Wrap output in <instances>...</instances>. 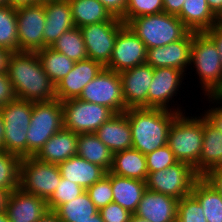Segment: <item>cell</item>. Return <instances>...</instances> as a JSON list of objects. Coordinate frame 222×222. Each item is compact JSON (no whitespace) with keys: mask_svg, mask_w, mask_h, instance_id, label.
Masks as SVG:
<instances>
[{"mask_svg":"<svg viewBox=\"0 0 222 222\" xmlns=\"http://www.w3.org/2000/svg\"><path fill=\"white\" fill-rule=\"evenodd\" d=\"M16 99L17 96L14 87L9 80L7 72H0V108L4 107L7 103Z\"/></svg>","mask_w":222,"mask_h":222,"instance_id":"44","label":"cell"},{"mask_svg":"<svg viewBox=\"0 0 222 222\" xmlns=\"http://www.w3.org/2000/svg\"><path fill=\"white\" fill-rule=\"evenodd\" d=\"M184 75L186 73L183 71L171 67L155 68L153 80L148 90L147 108H160L183 113L180 106L171 108L172 102L170 101L181 88ZM169 103L171 104L169 105Z\"/></svg>","mask_w":222,"mask_h":222,"instance_id":"15","label":"cell"},{"mask_svg":"<svg viewBox=\"0 0 222 222\" xmlns=\"http://www.w3.org/2000/svg\"><path fill=\"white\" fill-rule=\"evenodd\" d=\"M208 101L214 103L216 102V105L219 103L222 105V96H209L207 97ZM215 108L212 106L211 109H208L207 111L204 112V115L202 114L201 116L214 128L220 131L222 134V106L216 107Z\"/></svg>","mask_w":222,"mask_h":222,"instance_id":"43","label":"cell"},{"mask_svg":"<svg viewBox=\"0 0 222 222\" xmlns=\"http://www.w3.org/2000/svg\"><path fill=\"white\" fill-rule=\"evenodd\" d=\"M33 102L16 99L0 108L4 121L3 149L21 158L27 157V131Z\"/></svg>","mask_w":222,"mask_h":222,"instance_id":"7","label":"cell"},{"mask_svg":"<svg viewBox=\"0 0 222 222\" xmlns=\"http://www.w3.org/2000/svg\"><path fill=\"white\" fill-rule=\"evenodd\" d=\"M154 69L148 64L120 72L125 107L147 108V95Z\"/></svg>","mask_w":222,"mask_h":222,"instance_id":"16","label":"cell"},{"mask_svg":"<svg viewBox=\"0 0 222 222\" xmlns=\"http://www.w3.org/2000/svg\"><path fill=\"white\" fill-rule=\"evenodd\" d=\"M44 11L43 48L51 47L64 32L75 27L68 0L46 2Z\"/></svg>","mask_w":222,"mask_h":222,"instance_id":"21","label":"cell"},{"mask_svg":"<svg viewBox=\"0 0 222 222\" xmlns=\"http://www.w3.org/2000/svg\"><path fill=\"white\" fill-rule=\"evenodd\" d=\"M77 155L102 167L106 172L112 167L113 153L95 133L78 134Z\"/></svg>","mask_w":222,"mask_h":222,"instance_id":"29","label":"cell"},{"mask_svg":"<svg viewBox=\"0 0 222 222\" xmlns=\"http://www.w3.org/2000/svg\"><path fill=\"white\" fill-rule=\"evenodd\" d=\"M78 134L62 128L52 135L34 156L40 161L59 164L77 155Z\"/></svg>","mask_w":222,"mask_h":222,"instance_id":"23","label":"cell"},{"mask_svg":"<svg viewBox=\"0 0 222 222\" xmlns=\"http://www.w3.org/2000/svg\"><path fill=\"white\" fill-rule=\"evenodd\" d=\"M191 194L200 203L208 222H222V196L201 177L195 182Z\"/></svg>","mask_w":222,"mask_h":222,"instance_id":"31","label":"cell"},{"mask_svg":"<svg viewBox=\"0 0 222 222\" xmlns=\"http://www.w3.org/2000/svg\"><path fill=\"white\" fill-rule=\"evenodd\" d=\"M125 26L117 21L93 23L80 28L88 58L100 62L104 67L109 63L119 31Z\"/></svg>","mask_w":222,"mask_h":222,"instance_id":"12","label":"cell"},{"mask_svg":"<svg viewBox=\"0 0 222 222\" xmlns=\"http://www.w3.org/2000/svg\"><path fill=\"white\" fill-rule=\"evenodd\" d=\"M205 33L213 40L215 43L222 64V24H216L212 28L205 31Z\"/></svg>","mask_w":222,"mask_h":222,"instance_id":"47","label":"cell"},{"mask_svg":"<svg viewBox=\"0 0 222 222\" xmlns=\"http://www.w3.org/2000/svg\"><path fill=\"white\" fill-rule=\"evenodd\" d=\"M58 167L62 178L80 185L85 190L100 181L107 173L102 167L78 155L59 163Z\"/></svg>","mask_w":222,"mask_h":222,"instance_id":"24","label":"cell"},{"mask_svg":"<svg viewBox=\"0 0 222 222\" xmlns=\"http://www.w3.org/2000/svg\"><path fill=\"white\" fill-rule=\"evenodd\" d=\"M48 211L45 199L19 187L10 193L5 212L9 222H38Z\"/></svg>","mask_w":222,"mask_h":222,"instance_id":"19","label":"cell"},{"mask_svg":"<svg viewBox=\"0 0 222 222\" xmlns=\"http://www.w3.org/2000/svg\"><path fill=\"white\" fill-rule=\"evenodd\" d=\"M218 23L222 24V14L218 17Z\"/></svg>","mask_w":222,"mask_h":222,"instance_id":"59","label":"cell"},{"mask_svg":"<svg viewBox=\"0 0 222 222\" xmlns=\"http://www.w3.org/2000/svg\"><path fill=\"white\" fill-rule=\"evenodd\" d=\"M110 172L121 177L146 181L148 177L146 157L134 148L114 153Z\"/></svg>","mask_w":222,"mask_h":222,"instance_id":"27","label":"cell"},{"mask_svg":"<svg viewBox=\"0 0 222 222\" xmlns=\"http://www.w3.org/2000/svg\"><path fill=\"white\" fill-rule=\"evenodd\" d=\"M95 134L113 154L132 148L131 128L125 112L114 114Z\"/></svg>","mask_w":222,"mask_h":222,"instance_id":"22","label":"cell"},{"mask_svg":"<svg viewBox=\"0 0 222 222\" xmlns=\"http://www.w3.org/2000/svg\"><path fill=\"white\" fill-rule=\"evenodd\" d=\"M63 127L77 134L95 133L96 130L115 113L106 106L80 100L69 99L62 102Z\"/></svg>","mask_w":222,"mask_h":222,"instance_id":"10","label":"cell"},{"mask_svg":"<svg viewBox=\"0 0 222 222\" xmlns=\"http://www.w3.org/2000/svg\"><path fill=\"white\" fill-rule=\"evenodd\" d=\"M146 55L145 44L125 25L117 34L110 61L105 68L120 73L145 64Z\"/></svg>","mask_w":222,"mask_h":222,"instance_id":"14","label":"cell"},{"mask_svg":"<svg viewBox=\"0 0 222 222\" xmlns=\"http://www.w3.org/2000/svg\"><path fill=\"white\" fill-rule=\"evenodd\" d=\"M63 128V106L58 99L33 102L27 131V157L35 156L49 138Z\"/></svg>","mask_w":222,"mask_h":222,"instance_id":"6","label":"cell"},{"mask_svg":"<svg viewBox=\"0 0 222 222\" xmlns=\"http://www.w3.org/2000/svg\"><path fill=\"white\" fill-rule=\"evenodd\" d=\"M11 192L12 191H6V190L0 189V212L6 211L8 198H9Z\"/></svg>","mask_w":222,"mask_h":222,"instance_id":"51","label":"cell"},{"mask_svg":"<svg viewBox=\"0 0 222 222\" xmlns=\"http://www.w3.org/2000/svg\"><path fill=\"white\" fill-rule=\"evenodd\" d=\"M0 47L19 52L16 7L0 5Z\"/></svg>","mask_w":222,"mask_h":222,"instance_id":"35","label":"cell"},{"mask_svg":"<svg viewBox=\"0 0 222 222\" xmlns=\"http://www.w3.org/2000/svg\"><path fill=\"white\" fill-rule=\"evenodd\" d=\"M104 66L90 58L75 62L72 70L56 85V99L79 98L84 87L92 81Z\"/></svg>","mask_w":222,"mask_h":222,"instance_id":"18","label":"cell"},{"mask_svg":"<svg viewBox=\"0 0 222 222\" xmlns=\"http://www.w3.org/2000/svg\"><path fill=\"white\" fill-rule=\"evenodd\" d=\"M61 180L58 164L43 162L34 156L22 158L19 187L46 201L54 193Z\"/></svg>","mask_w":222,"mask_h":222,"instance_id":"9","label":"cell"},{"mask_svg":"<svg viewBox=\"0 0 222 222\" xmlns=\"http://www.w3.org/2000/svg\"><path fill=\"white\" fill-rule=\"evenodd\" d=\"M76 222H104L100 213L98 212L95 215L89 217V219L78 220Z\"/></svg>","mask_w":222,"mask_h":222,"instance_id":"54","label":"cell"},{"mask_svg":"<svg viewBox=\"0 0 222 222\" xmlns=\"http://www.w3.org/2000/svg\"><path fill=\"white\" fill-rule=\"evenodd\" d=\"M86 192L98 210L105 207L107 204L112 203L113 193L111 185V172H107L100 181L90 186Z\"/></svg>","mask_w":222,"mask_h":222,"instance_id":"40","label":"cell"},{"mask_svg":"<svg viewBox=\"0 0 222 222\" xmlns=\"http://www.w3.org/2000/svg\"><path fill=\"white\" fill-rule=\"evenodd\" d=\"M11 53L12 52H10L8 49L0 47V72L6 71V67Z\"/></svg>","mask_w":222,"mask_h":222,"instance_id":"50","label":"cell"},{"mask_svg":"<svg viewBox=\"0 0 222 222\" xmlns=\"http://www.w3.org/2000/svg\"><path fill=\"white\" fill-rule=\"evenodd\" d=\"M108 12L117 18H121L126 10L127 0H98Z\"/></svg>","mask_w":222,"mask_h":222,"instance_id":"46","label":"cell"},{"mask_svg":"<svg viewBox=\"0 0 222 222\" xmlns=\"http://www.w3.org/2000/svg\"><path fill=\"white\" fill-rule=\"evenodd\" d=\"M22 158L0 149V189L13 191L19 188Z\"/></svg>","mask_w":222,"mask_h":222,"instance_id":"36","label":"cell"},{"mask_svg":"<svg viewBox=\"0 0 222 222\" xmlns=\"http://www.w3.org/2000/svg\"><path fill=\"white\" fill-rule=\"evenodd\" d=\"M193 32L168 45L147 49L146 64L153 69L171 67L186 72L190 66Z\"/></svg>","mask_w":222,"mask_h":222,"instance_id":"17","label":"cell"},{"mask_svg":"<svg viewBox=\"0 0 222 222\" xmlns=\"http://www.w3.org/2000/svg\"><path fill=\"white\" fill-rule=\"evenodd\" d=\"M0 5H6V0H0Z\"/></svg>","mask_w":222,"mask_h":222,"instance_id":"60","label":"cell"},{"mask_svg":"<svg viewBox=\"0 0 222 222\" xmlns=\"http://www.w3.org/2000/svg\"><path fill=\"white\" fill-rule=\"evenodd\" d=\"M180 113L173 121L167 145L178 161L195 167L200 158L203 144V117L186 116Z\"/></svg>","mask_w":222,"mask_h":222,"instance_id":"5","label":"cell"},{"mask_svg":"<svg viewBox=\"0 0 222 222\" xmlns=\"http://www.w3.org/2000/svg\"><path fill=\"white\" fill-rule=\"evenodd\" d=\"M51 1H59V0H35V4H36V3L43 4V3L51 2Z\"/></svg>","mask_w":222,"mask_h":222,"instance_id":"58","label":"cell"},{"mask_svg":"<svg viewBox=\"0 0 222 222\" xmlns=\"http://www.w3.org/2000/svg\"><path fill=\"white\" fill-rule=\"evenodd\" d=\"M85 191L80 185L61 177L58 187L47 200L49 211H55L60 205L75 199Z\"/></svg>","mask_w":222,"mask_h":222,"instance_id":"37","label":"cell"},{"mask_svg":"<svg viewBox=\"0 0 222 222\" xmlns=\"http://www.w3.org/2000/svg\"><path fill=\"white\" fill-rule=\"evenodd\" d=\"M45 73L57 85L73 68L75 62L51 47L36 51Z\"/></svg>","mask_w":222,"mask_h":222,"instance_id":"32","label":"cell"},{"mask_svg":"<svg viewBox=\"0 0 222 222\" xmlns=\"http://www.w3.org/2000/svg\"><path fill=\"white\" fill-rule=\"evenodd\" d=\"M200 178L194 167L186 162L175 164L148 174V190L172 196L178 200L192 193L195 182Z\"/></svg>","mask_w":222,"mask_h":222,"instance_id":"8","label":"cell"},{"mask_svg":"<svg viewBox=\"0 0 222 222\" xmlns=\"http://www.w3.org/2000/svg\"><path fill=\"white\" fill-rule=\"evenodd\" d=\"M130 222H150L149 220L143 219L135 214H132Z\"/></svg>","mask_w":222,"mask_h":222,"instance_id":"56","label":"cell"},{"mask_svg":"<svg viewBox=\"0 0 222 222\" xmlns=\"http://www.w3.org/2000/svg\"><path fill=\"white\" fill-rule=\"evenodd\" d=\"M79 99L106 106L115 114L127 110L120 74L105 67L84 87Z\"/></svg>","mask_w":222,"mask_h":222,"instance_id":"11","label":"cell"},{"mask_svg":"<svg viewBox=\"0 0 222 222\" xmlns=\"http://www.w3.org/2000/svg\"><path fill=\"white\" fill-rule=\"evenodd\" d=\"M126 25L141 39L146 49L181 40L190 32L176 15L165 12L136 17Z\"/></svg>","mask_w":222,"mask_h":222,"instance_id":"4","label":"cell"},{"mask_svg":"<svg viewBox=\"0 0 222 222\" xmlns=\"http://www.w3.org/2000/svg\"><path fill=\"white\" fill-rule=\"evenodd\" d=\"M19 51L36 52L43 49L46 21L44 3L16 7Z\"/></svg>","mask_w":222,"mask_h":222,"instance_id":"13","label":"cell"},{"mask_svg":"<svg viewBox=\"0 0 222 222\" xmlns=\"http://www.w3.org/2000/svg\"><path fill=\"white\" fill-rule=\"evenodd\" d=\"M0 222H9L6 212H0Z\"/></svg>","mask_w":222,"mask_h":222,"instance_id":"57","label":"cell"},{"mask_svg":"<svg viewBox=\"0 0 222 222\" xmlns=\"http://www.w3.org/2000/svg\"><path fill=\"white\" fill-rule=\"evenodd\" d=\"M4 141V121L2 115L0 114V149H3Z\"/></svg>","mask_w":222,"mask_h":222,"instance_id":"55","label":"cell"},{"mask_svg":"<svg viewBox=\"0 0 222 222\" xmlns=\"http://www.w3.org/2000/svg\"><path fill=\"white\" fill-rule=\"evenodd\" d=\"M190 64L195 67L204 96H222V64L218 49L205 32H193Z\"/></svg>","mask_w":222,"mask_h":222,"instance_id":"3","label":"cell"},{"mask_svg":"<svg viewBox=\"0 0 222 222\" xmlns=\"http://www.w3.org/2000/svg\"><path fill=\"white\" fill-rule=\"evenodd\" d=\"M148 168V174L156 172L175 164L178 160L168 145L158 148L145 155Z\"/></svg>","mask_w":222,"mask_h":222,"instance_id":"41","label":"cell"},{"mask_svg":"<svg viewBox=\"0 0 222 222\" xmlns=\"http://www.w3.org/2000/svg\"><path fill=\"white\" fill-rule=\"evenodd\" d=\"M62 222H76L89 219L90 216L99 212L85 191L75 199L60 205L54 211Z\"/></svg>","mask_w":222,"mask_h":222,"instance_id":"33","label":"cell"},{"mask_svg":"<svg viewBox=\"0 0 222 222\" xmlns=\"http://www.w3.org/2000/svg\"><path fill=\"white\" fill-rule=\"evenodd\" d=\"M214 168H222V134L203 118L202 151L194 169L201 177Z\"/></svg>","mask_w":222,"mask_h":222,"instance_id":"25","label":"cell"},{"mask_svg":"<svg viewBox=\"0 0 222 222\" xmlns=\"http://www.w3.org/2000/svg\"><path fill=\"white\" fill-rule=\"evenodd\" d=\"M178 199L146 189L134 213L150 222H176Z\"/></svg>","mask_w":222,"mask_h":222,"instance_id":"20","label":"cell"},{"mask_svg":"<svg viewBox=\"0 0 222 222\" xmlns=\"http://www.w3.org/2000/svg\"><path fill=\"white\" fill-rule=\"evenodd\" d=\"M185 0H163V12L178 15L183 7Z\"/></svg>","mask_w":222,"mask_h":222,"instance_id":"48","label":"cell"},{"mask_svg":"<svg viewBox=\"0 0 222 222\" xmlns=\"http://www.w3.org/2000/svg\"><path fill=\"white\" fill-rule=\"evenodd\" d=\"M6 72L17 99L31 102L56 99V85L45 73L36 52L11 53Z\"/></svg>","mask_w":222,"mask_h":222,"instance_id":"1","label":"cell"},{"mask_svg":"<svg viewBox=\"0 0 222 222\" xmlns=\"http://www.w3.org/2000/svg\"><path fill=\"white\" fill-rule=\"evenodd\" d=\"M6 4L13 7H18L21 5L35 4V0H6Z\"/></svg>","mask_w":222,"mask_h":222,"instance_id":"53","label":"cell"},{"mask_svg":"<svg viewBox=\"0 0 222 222\" xmlns=\"http://www.w3.org/2000/svg\"><path fill=\"white\" fill-rule=\"evenodd\" d=\"M209 9L218 18L222 14V0H206Z\"/></svg>","mask_w":222,"mask_h":222,"instance_id":"49","label":"cell"},{"mask_svg":"<svg viewBox=\"0 0 222 222\" xmlns=\"http://www.w3.org/2000/svg\"><path fill=\"white\" fill-rule=\"evenodd\" d=\"M38 222H62L54 211H48Z\"/></svg>","mask_w":222,"mask_h":222,"instance_id":"52","label":"cell"},{"mask_svg":"<svg viewBox=\"0 0 222 222\" xmlns=\"http://www.w3.org/2000/svg\"><path fill=\"white\" fill-rule=\"evenodd\" d=\"M51 48L64 54L74 62L88 58L83 36L79 27H74L73 29L64 32Z\"/></svg>","mask_w":222,"mask_h":222,"instance_id":"34","label":"cell"},{"mask_svg":"<svg viewBox=\"0 0 222 222\" xmlns=\"http://www.w3.org/2000/svg\"><path fill=\"white\" fill-rule=\"evenodd\" d=\"M176 222H208L198 200L189 194L178 201Z\"/></svg>","mask_w":222,"mask_h":222,"instance_id":"39","label":"cell"},{"mask_svg":"<svg viewBox=\"0 0 222 222\" xmlns=\"http://www.w3.org/2000/svg\"><path fill=\"white\" fill-rule=\"evenodd\" d=\"M201 178L222 196V168L211 169Z\"/></svg>","mask_w":222,"mask_h":222,"instance_id":"45","label":"cell"},{"mask_svg":"<svg viewBox=\"0 0 222 222\" xmlns=\"http://www.w3.org/2000/svg\"><path fill=\"white\" fill-rule=\"evenodd\" d=\"M71 7L75 27H83L93 23L117 21L98 0H68Z\"/></svg>","mask_w":222,"mask_h":222,"instance_id":"30","label":"cell"},{"mask_svg":"<svg viewBox=\"0 0 222 222\" xmlns=\"http://www.w3.org/2000/svg\"><path fill=\"white\" fill-rule=\"evenodd\" d=\"M177 17L192 32H205L218 24V18L209 9L206 0H185Z\"/></svg>","mask_w":222,"mask_h":222,"instance_id":"28","label":"cell"},{"mask_svg":"<svg viewBox=\"0 0 222 222\" xmlns=\"http://www.w3.org/2000/svg\"><path fill=\"white\" fill-rule=\"evenodd\" d=\"M163 12V0H127L126 10L120 18L126 25L136 17Z\"/></svg>","mask_w":222,"mask_h":222,"instance_id":"38","label":"cell"},{"mask_svg":"<svg viewBox=\"0 0 222 222\" xmlns=\"http://www.w3.org/2000/svg\"><path fill=\"white\" fill-rule=\"evenodd\" d=\"M104 222H130L132 213L112 202L99 210Z\"/></svg>","mask_w":222,"mask_h":222,"instance_id":"42","label":"cell"},{"mask_svg":"<svg viewBox=\"0 0 222 222\" xmlns=\"http://www.w3.org/2000/svg\"><path fill=\"white\" fill-rule=\"evenodd\" d=\"M132 134V148L147 155L164 147L168 142L169 129L180 114L160 108H128L125 111Z\"/></svg>","mask_w":222,"mask_h":222,"instance_id":"2","label":"cell"},{"mask_svg":"<svg viewBox=\"0 0 222 222\" xmlns=\"http://www.w3.org/2000/svg\"><path fill=\"white\" fill-rule=\"evenodd\" d=\"M113 202L134 214L147 189L146 181L121 177L111 173Z\"/></svg>","mask_w":222,"mask_h":222,"instance_id":"26","label":"cell"}]
</instances>
